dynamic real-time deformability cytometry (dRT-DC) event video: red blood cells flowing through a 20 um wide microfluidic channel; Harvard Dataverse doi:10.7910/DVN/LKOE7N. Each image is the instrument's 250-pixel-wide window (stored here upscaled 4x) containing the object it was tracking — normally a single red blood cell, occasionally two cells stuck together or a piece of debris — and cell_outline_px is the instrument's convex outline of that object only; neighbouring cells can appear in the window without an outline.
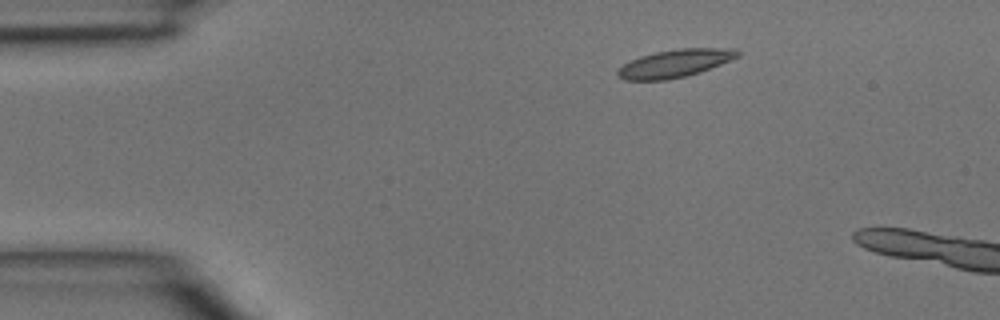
{"species": "common noctule bat (a hibernating species)", "species_latin": "Nyctalus noctula", "temperature_condition": "room temperature", "stored_images_in_passage": 4, "camera_frame_rate_fps": 3000, "um_per_image_px": 0.085, "animal": {"sex": "male", "body_mass_g": 15.6}, "frame": {"image": 1, "passage_image": 2, "time_ms": 0.333, "image_size_px": [1000, 320], "cell_outline_px": [[740, 56], [700, 72], [668, 80], [624, 80], [616, 76], [616, 72], [624, 64], [640, 56], [656, 52], [676, 48], [736, 48], [740, 52]], "centroid_in_image_um": [57.37, 5.38], "position_along_channel_um": 27.6, "area_um2": 19.42}}